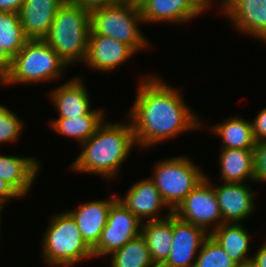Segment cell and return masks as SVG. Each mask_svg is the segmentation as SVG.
<instances>
[{"instance_id": "obj_1", "label": "cell", "mask_w": 266, "mask_h": 267, "mask_svg": "<svg viewBox=\"0 0 266 267\" xmlns=\"http://www.w3.org/2000/svg\"><path fill=\"white\" fill-rule=\"evenodd\" d=\"M139 80L138 93L128 113L137 146L148 148L204 126L175 87L154 75H144Z\"/></svg>"}, {"instance_id": "obj_2", "label": "cell", "mask_w": 266, "mask_h": 267, "mask_svg": "<svg viewBox=\"0 0 266 267\" xmlns=\"http://www.w3.org/2000/svg\"><path fill=\"white\" fill-rule=\"evenodd\" d=\"M128 123L104 120L96 132L80 145L83 150L70 169L112 179L136 146L132 123Z\"/></svg>"}, {"instance_id": "obj_3", "label": "cell", "mask_w": 266, "mask_h": 267, "mask_svg": "<svg viewBox=\"0 0 266 267\" xmlns=\"http://www.w3.org/2000/svg\"><path fill=\"white\" fill-rule=\"evenodd\" d=\"M90 11L65 1L43 40L67 64L83 62L88 52Z\"/></svg>"}, {"instance_id": "obj_4", "label": "cell", "mask_w": 266, "mask_h": 267, "mask_svg": "<svg viewBox=\"0 0 266 267\" xmlns=\"http://www.w3.org/2000/svg\"><path fill=\"white\" fill-rule=\"evenodd\" d=\"M42 237V255L53 267H72L94 258L93 249L83 239L73 217L66 211L50 219Z\"/></svg>"}, {"instance_id": "obj_5", "label": "cell", "mask_w": 266, "mask_h": 267, "mask_svg": "<svg viewBox=\"0 0 266 267\" xmlns=\"http://www.w3.org/2000/svg\"><path fill=\"white\" fill-rule=\"evenodd\" d=\"M140 23L144 22L136 0H124L90 11V30L93 33L123 42L136 53L149 46L139 29Z\"/></svg>"}, {"instance_id": "obj_6", "label": "cell", "mask_w": 266, "mask_h": 267, "mask_svg": "<svg viewBox=\"0 0 266 267\" xmlns=\"http://www.w3.org/2000/svg\"><path fill=\"white\" fill-rule=\"evenodd\" d=\"M68 65L43 39H29L12 58V67L3 85L53 81Z\"/></svg>"}, {"instance_id": "obj_7", "label": "cell", "mask_w": 266, "mask_h": 267, "mask_svg": "<svg viewBox=\"0 0 266 267\" xmlns=\"http://www.w3.org/2000/svg\"><path fill=\"white\" fill-rule=\"evenodd\" d=\"M186 156L160 161L150 179L154 182L168 211H174L206 175Z\"/></svg>"}, {"instance_id": "obj_8", "label": "cell", "mask_w": 266, "mask_h": 267, "mask_svg": "<svg viewBox=\"0 0 266 267\" xmlns=\"http://www.w3.org/2000/svg\"><path fill=\"white\" fill-rule=\"evenodd\" d=\"M181 220L204 229L208 234L223 224L214 186L207 174L173 211ZM211 231H210V229Z\"/></svg>"}, {"instance_id": "obj_9", "label": "cell", "mask_w": 266, "mask_h": 267, "mask_svg": "<svg viewBox=\"0 0 266 267\" xmlns=\"http://www.w3.org/2000/svg\"><path fill=\"white\" fill-rule=\"evenodd\" d=\"M142 221L118 199L111 205L107 223L98 243L92 248L94 258L110 255L141 234Z\"/></svg>"}, {"instance_id": "obj_10", "label": "cell", "mask_w": 266, "mask_h": 267, "mask_svg": "<svg viewBox=\"0 0 266 267\" xmlns=\"http://www.w3.org/2000/svg\"><path fill=\"white\" fill-rule=\"evenodd\" d=\"M143 22H188L204 13L212 0H136ZM212 2V3H211ZM184 22V23H183Z\"/></svg>"}, {"instance_id": "obj_11", "label": "cell", "mask_w": 266, "mask_h": 267, "mask_svg": "<svg viewBox=\"0 0 266 267\" xmlns=\"http://www.w3.org/2000/svg\"><path fill=\"white\" fill-rule=\"evenodd\" d=\"M204 229L173 214V239L169 257L160 267H194L198 252L209 236Z\"/></svg>"}, {"instance_id": "obj_12", "label": "cell", "mask_w": 266, "mask_h": 267, "mask_svg": "<svg viewBox=\"0 0 266 267\" xmlns=\"http://www.w3.org/2000/svg\"><path fill=\"white\" fill-rule=\"evenodd\" d=\"M236 29L266 42V0H220Z\"/></svg>"}, {"instance_id": "obj_13", "label": "cell", "mask_w": 266, "mask_h": 267, "mask_svg": "<svg viewBox=\"0 0 266 267\" xmlns=\"http://www.w3.org/2000/svg\"><path fill=\"white\" fill-rule=\"evenodd\" d=\"M136 52L127 44L90 30L88 52L84 63L91 69L110 72L128 61Z\"/></svg>"}, {"instance_id": "obj_14", "label": "cell", "mask_w": 266, "mask_h": 267, "mask_svg": "<svg viewBox=\"0 0 266 267\" xmlns=\"http://www.w3.org/2000/svg\"><path fill=\"white\" fill-rule=\"evenodd\" d=\"M223 223H242L255 210V195L245 183H225L214 186Z\"/></svg>"}, {"instance_id": "obj_15", "label": "cell", "mask_w": 266, "mask_h": 267, "mask_svg": "<svg viewBox=\"0 0 266 267\" xmlns=\"http://www.w3.org/2000/svg\"><path fill=\"white\" fill-rule=\"evenodd\" d=\"M80 79L75 77L50 92V100L59 113V118L104 115L103 109H90L89 93Z\"/></svg>"}, {"instance_id": "obj_16", "label": "cell", "mask_w": 266, "mask_h": 267, "mask_svg": "<svg viewBox=\"0 0 266 267\" xmlns=\"http://www.w3.org/2000/svg\"><path fill=\"white\" fill-rule=\"evenodd\" d=\"M124 196L117 199L142 222L145 218H148V221L159 220L173 213L169 211L165 216H159V211L161 212L167 204L150 178L133 184Z\"/></svg>"}, {"instance_id": "obj_17", "label": "cell", "mask_w": 266, "mask_h": 267, "mask_svg": "<svg viewBox=\"0 0 266 267\" xmlns=\"http://www.w3.org/2000/svg\"><path fill=\"white\" fill-rule=\"evenodd\" d=\"M117 197V194H113L108 200L82 203L75 210H67L75 220L83 239L91 248L98 243L101 232L107 223L109 209Z\"/></svg>"}, {"instance_id": "obj_18", "label": "cell", "mask_w": 266, "mask_h": 267, "mask_svg": "<svg viewBox=\"0 0 266 267\" xmlns=\"http://www.w3.org/2000/svg\"><path fill=\"white\" fill-rule=\"evenodd\" d=\"M65 0H24L19 19L28 39H43Z\"/></svg>"}, {"instance_id": "obj_19", "label": "cell", "mask_w": 266, "mask_h": 267, "mask_svg": "<svg viewBox=\"0 0 266 267\" xmlns=\"http://www.w3.org/2000/svg\"><path fill=\"white\" fill-rule=\"evenodd\" d=\"M34 157L6 156L0 154V179L5 180L22 197L27 195L39 170Z\"/></svg>"}, {"instance_id": "obj_20", "label": "cell", "mask_w": 266, "mask_h": 267, "mask_svg": "<svg viewBox=\"0 0 266 267\" xmlns=\"http://www.w3.org/2000/svg\"><path fill=\"white\" fill-rule=\"evenodd\" d=\"M241 224L243 223H223L210 233L239 266L251 262L253 257L248 253L251 241L250 233Z\"/></svg>"}, {"instance_id": "obj_21", "label": "cell", "mask_w": 266, "mask_h": 267, "mask_svg": "<svg viewBox=\"0 0 266 267\" xmlns=\"http://www.w3.org/2000/svg\"><path fill=\"white\" fill-rule=\"evenodd\" d=\"M141 235L145 238L152 262L160 267L170 255L173 239V213L163 219L142 223Z\"/></svg>"}, {"instance_id": "obj_22", "label": "cell", "mask_w": 266, "mask_h": 267, "mask_svg": "<svg viewBox=\"0 0 266 267\" xmlns=\"http://www.w3.org/2000/svg\"><path fill=\"white\" fill-rule=\"evenodd\" d=\"M220 175L225 183L254 182V151L246 149H220Z\"/></svg>"}, {"instance_id": "obj_23", "label": "cell", "mask_w": 266, "mask_h": 267, "mask_svg": "<svg viewBox=\"0 0 266 267\" xmlns=\"http://www.w3.org/2000/svg\"><path fill=\"white\" fill-rule=\"evenodd\" d=\"M210 129L214 135L221 136V149L253 150L256 144L252 122L240 116L230 117L223 123L211 126Z\"/></svg>"}, {"instance_id": "obj_24", "label": "cell", "mask_w": 266, "mask_h": 267, "mask_svg": "<svg viewBox=\"0 0 266 267\" xmlns=\"http://www.w3.org/2000/svg\"><path fill=\"white\" fill-rule=\"evenodd\" d=\"M103 115H81L73 118H55L51 128L58 134L78 140L79 145L89 139L104 122Z\"/></svg>"}, {"instance_id": "obj_25", "label": "cell", "mask_w": 266, "mask_h": 267, "mask_svg": "<svg viewBox=\"0 0 266 267\" xmlns=\"http://www.w3.org/2000/svg\"><path fill=\"white\" fill-rule=\"evenodd\" d=\"M111 254V267H157L141 234Z\"/></svg>"}, {"instance_id": "obj_26", "label": "cell", "mask_w": 266, "mask_h": 267, "mask_svg": "<svg viewBox=\"0 0 266 267\" xmlns=\"http://www.w3.org/2000/svg\"><path fill=\"white\" fill-rule=\"evenodd\" d=\"M28 40L19 14L0 11V47L13 58Z\"/></svg>"}, {"instance_id": "obj_27", "label": "cell", "mask_w": 266, "mask_h": 267, "mask_svg": "<svg viewBox=\"0 0 266 267\" xmlns=\"http://www.w3.org/2000/svg\"><path fill=\"white\" fill-rule=\"evenodd\" d=\"M194 267H239V265L209 235L198 252Z\"/></svg>"}, {"instance_id": "obj_28", "label": "cell", "mask_w": 266, "mask_h": 267, "mask_svg": "<svg viewBox=\"0 0 266 267\" xmlns=\"http://www.w3.org/2000/svg\"><path fill=\"white\" fill-rule=\"evenodd\" d=\"M22 122L14 112L0 104V144L15 142L22 134Z\"/></svg>"}, {"instance_id": "obj_29", "label": "cell", "mask_w": 266, "mask_h": 267, "mask_svg": "<svg viewBox=\"0 0 266 267\" xmlns=\"http://www.w3.org/2000/svg\"><path fill=\"white\" fill-rule=\"evenodd\" d=\"M255 173L254 182H266V140L258 141L254 146Z\"/></svg>"}, {"instance_id": "obj_30", "label": "cell", "mask_w": 266, "mask_h": 267, "mask_svg": "<svg viewBox=\"0 0 266 267\" xmlns=\"http://www.w3.org/2000/svg\"><path fill=\"white\" fill-rule=\"evenodd\" d=\"M256 142L266 140V107L261 109L256 118L251 121Z\"/></svg>"}, {"instance_id": "obj_31", "label": "cell", "mask_w": 266, "mask_h": 267, "mask_svg": "<svg viewBox=\"0 0 266 267\" xmlns=\"http://www.w3.org/2000/svg\"><path fill=\"white\" fill-rule=\"evenodd\" d=\"M65 1L91 11L96 8L117 4L124 0H65Z\"/></svg>"}, {"instance_id": "obj_32", "label": "cell", "mask_w": 266, "mask_h": 267, "mask_svg": "<svg viewBox=\"0 0 266 267\" xmlns=\"http://www.w3.org/2000/svg\"><path fill=\"white\" fill-rule=\"evenodd\" d=\"M22 197L11 185L5 180L0 179V205L5 206L6 201Z\"/></svg>"}, {"instance_id": "obj_33", "label": "cell", "mask_w": 266, "mask_h": 267, "mask_svg": "<svg viewBox=\"0 0 266 267\" xmlns=\"http://www.w3.org/2000/svg\"><path fill=\"white\" fill-rule=\"evenodd\" d=\"M12 67V58L0 47V85L8 78Z\"/></svg>"}, {"instance_id": "obj_34", "label": "cell", "mask_w": 266, "mask_h": 267, "mask_svg": "<svg viewBox=\"0 0 266 267\" xmlns=\"http://www.w3.org/2000/svg\"><path fill=\"white\" fill-rule=\"evenodd\" d=\"M24 0H0V11L18 13Z\"/></svg>"}, {"instance_id": "obj_35", "label": "cell", "mask_w": 266, "mask_h": 267, "mask_svg": "<svg viewBox=\"0 0 266 267\" xmlns=\"http://www.w3.org/2000/svg\"><path fill=\"white\" fill-rule=\"evenodd\" d=\"M251 262L255 267H266V242L253 254Z\"/></svg>"}, {"instance_id": "obj_36", "label": "cell", "mask_w": 266, "mask_h": 267, "mask_svg": "<svg viewBox=\"0 0 266 267\" xmlns=\"http://www.w3.org/2000/svg\"><path fill=\"white\" fill-rule=\"evenodd\" d=\"M239 267H255V266L252 264V262H249V263L243 264V265H241Z\"/></svg>"}, {"instance_id": "obj_37", "label": "cell", "mask_w": 266, "mask_h": 267, "mask_svg": "<svg viewBox=\"0 0 266 267\" xmlns=\"http://www.w3.org/2000/svg\"><path fill=\"white\" fill-rule=\"evenodd\" d=\"M3 207H4V206H1V207H0V225H1V214H2V211H3V210H2Z\"/></svg>"}]
</instances>
